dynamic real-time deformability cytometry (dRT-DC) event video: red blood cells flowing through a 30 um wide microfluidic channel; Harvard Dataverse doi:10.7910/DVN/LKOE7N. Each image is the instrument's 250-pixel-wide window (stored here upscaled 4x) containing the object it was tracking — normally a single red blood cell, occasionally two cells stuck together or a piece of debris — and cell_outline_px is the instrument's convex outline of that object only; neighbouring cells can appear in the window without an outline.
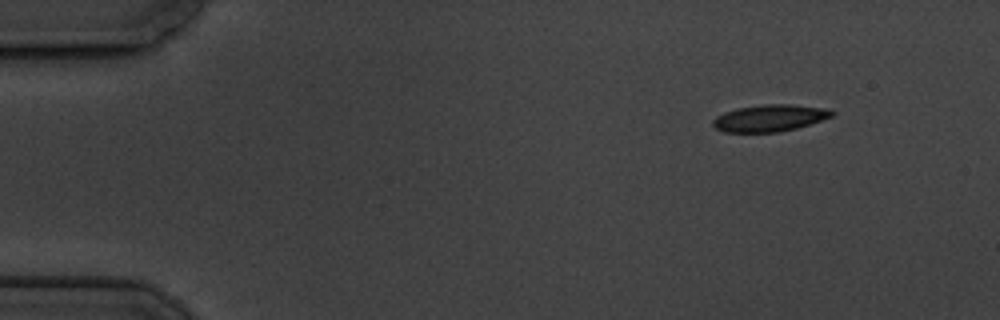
{"species": "common noctule bat (a hibernating species)", "species_latin": "Nyctalus noctula", "temperature_condition": "cold", "stored_images_in_passage": 4, "camera_frame_rate_fps": 3000, "um_per_image_px": 0.085, "animal": {"sex": "male", "body_mass_g": 19.5, "forearm_length_mm": 54.6}, "frame": {"image": 1, "passage_image": 1, "time_ms": 0.0, "image_size_px": [1000, 320], "cell_outline_px": [[836, 112], [832, 116], [796, 128], [780, 132], [724, 132], [716, 128], [712, 124], [712, 120], [716, 116], [724, 112], [736, 108], [764, 104], [792, 104], [828, 108]], "centroid_in_image_um": [65.41, 10.02], "position_along_channel_um": 19.6, "area_um2": 18.67}}
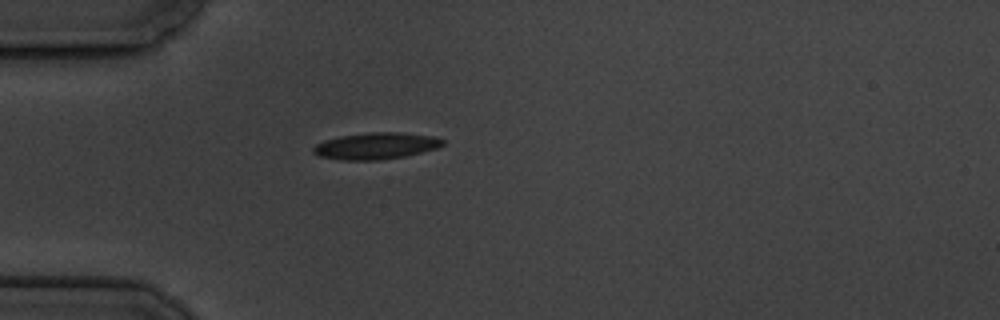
{"frame": {"image": 2, "passage_image": 3, "time_ms": 3.333, "image_size_px": [1000, 320], "cell_outline_px": [[444, 144], [436, 148], [404, 156], [380, 160], [340, 160], [320, 156], [312, 152], [312, 148], [316, 144], [324, 140], [340, 136], [372, 132], [400, 132], [436, 136], [444, 140]], "centroid_in_image_um": [31.95, 12.39], "position_along_channel_um": 53.1, "area_um2": 20.06}}